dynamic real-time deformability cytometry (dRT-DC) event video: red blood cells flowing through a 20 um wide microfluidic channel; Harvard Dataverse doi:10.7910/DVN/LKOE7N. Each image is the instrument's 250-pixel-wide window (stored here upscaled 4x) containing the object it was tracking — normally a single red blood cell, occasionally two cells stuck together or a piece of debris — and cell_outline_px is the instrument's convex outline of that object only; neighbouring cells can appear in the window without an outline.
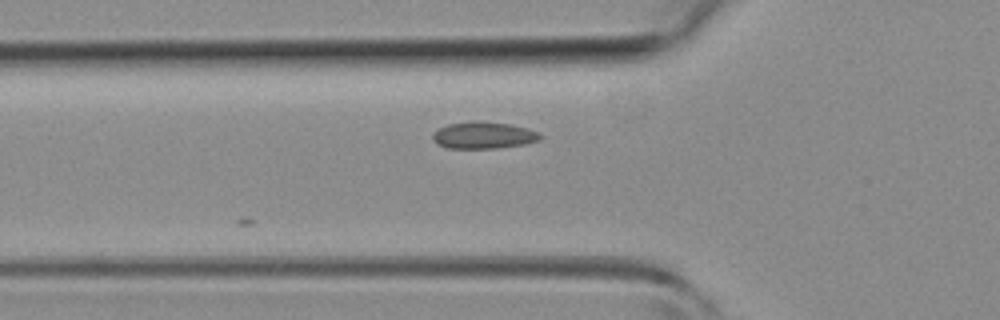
{"species": "common noctule bat (a hibernating species)", "species_latin": "Nyctalus noctula", "temperature_condition": "room temperature", "stored_images_in_passage": 18, "camera_frame_rate_fps": 3000, "um_per_image_px": 0.085, "animal": {"sex": "female", "body_mass_g": 19.3, "forearm_length_mm": 54.1}, "frame": {"image": 1, "passage_image": 2, "time_ms": 0.333, "image_size_px": [1000, 320], "cell_outline_px": [[540, 140], [524, 144], [496, 148], [448, 148], [436, 144], [432, 140], [432, 136], [440, 128], [448, 124], [472, 120], [480, 120], [512, 124], [528, 128], [540, 132]], "centroid_in_image_um": [41.11, 11.48], "position_along_channel_um": 84.7, "area_um2": 16.99}}
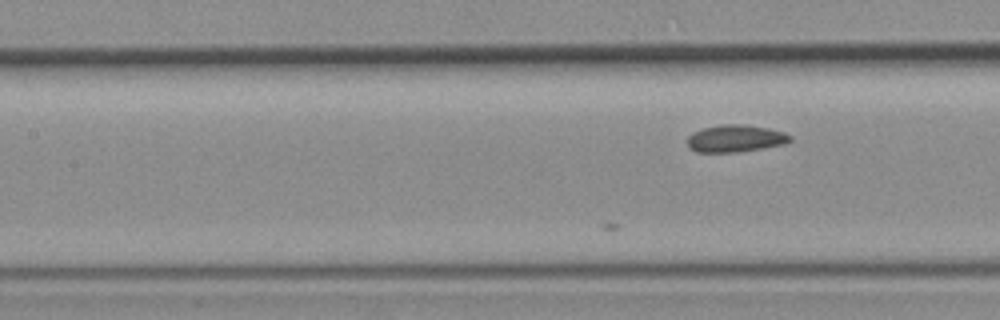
{"frame": {"image": 2, "passage_image": 6, "time_ms": 1.667, "image_size_px": [1000, 320], "cell_outline_px": [[792, 140], [784, 144], [764, 148], [736, 152], [696, 152], [688, 148], [688, 136], [692, 132], [704, 128], [720, 124], [744, 124], [768, 128], [784, 132], [792, 136]], "centroid_in_image_um": [62.51, 11.77], "position_along_channel_um": 144.9, "area_um2": 16.42}}
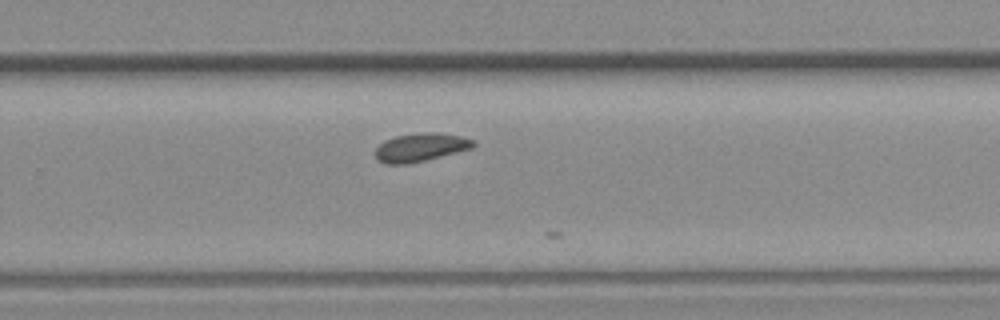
{"frame": {"image": 3, "passage_image": 16, "time_ms": 5.0, "image_size_px": [1000, 320], "cell_outline_px": [[476, 144], [472, 148], [408, 164], [384, 164], [376, 160], [376, 148], [384, 140], [396, 136], [420, 132], [440, 132], [460, 136], [476, 140]], "centroid_in_image_um": [35.74, 12.51], "position_along_channel_um": 294.1, "area_um2": 16.24}}